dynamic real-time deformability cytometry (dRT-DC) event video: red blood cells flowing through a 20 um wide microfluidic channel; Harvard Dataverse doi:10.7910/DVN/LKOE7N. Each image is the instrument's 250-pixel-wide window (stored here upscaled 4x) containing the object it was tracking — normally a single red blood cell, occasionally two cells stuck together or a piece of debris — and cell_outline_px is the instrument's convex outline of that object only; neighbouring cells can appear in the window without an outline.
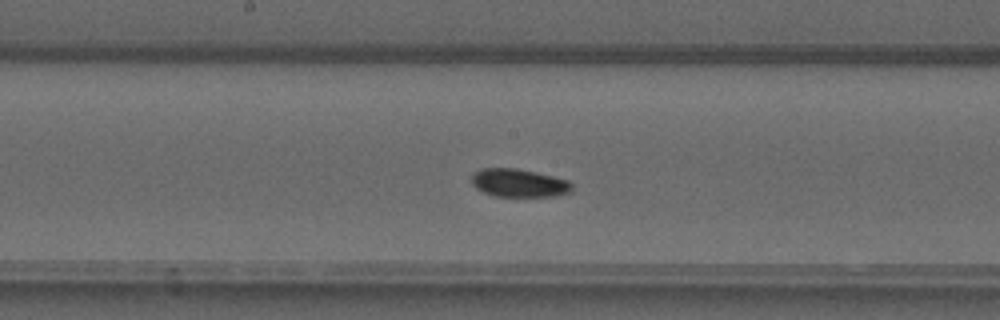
{"species": "common noctule bat (a hibernating species)", "species_latin": "Nyctalus noctula", "temperature_condition": "warm", "stored_images_in_passage": 38, "camera_frame_rate_fps": 3000, "um_per_image_px": 0.085, "animal": {"sex": "male", "forearm_length_mm": 52.5}, "frame": {"image": 1, "passage_image": 20, "time_ms": 6.333, "image_size_px": [1000, 320], "cell_outline_px": [[572, 192], [556, 196], [492, 196], [476, 188], [472, 184], [472, 172], [484, 168], [516, 168], [536, 172], [568, 180], [572, 184]], "centroid_in_image_um": [44.1, 15.55], "position_along_channel_um": 204.1, "area_um2": 16.53}}
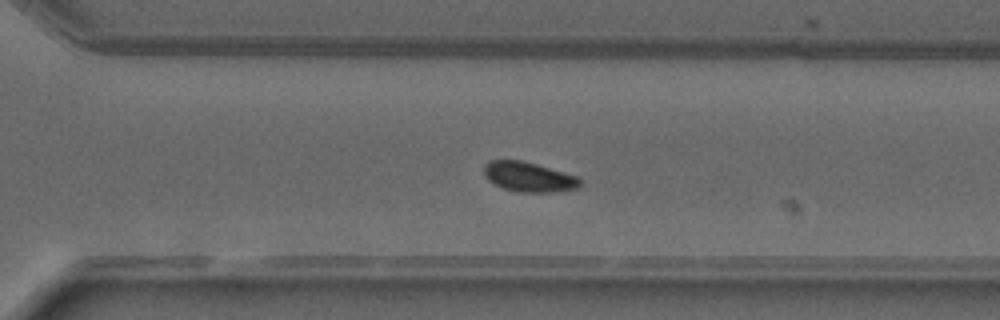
{"frame": {"image": 2, "passage_image": 29, "time_ms": 9.333, "image_size_px": [1000, 320], "cell_outline_px": [[580, 188], [556, 192], [516, 192], [504, 188], [488, 180], [484, 176], [484, 164], [488, 160], [520, 160], [536, 164], [564, 172], [576, 176], [580, 180]], "centroid_in_image_um": [44.93, 15.04], "position_along_channel_um": 325.7, "area_um2": 16.7}}
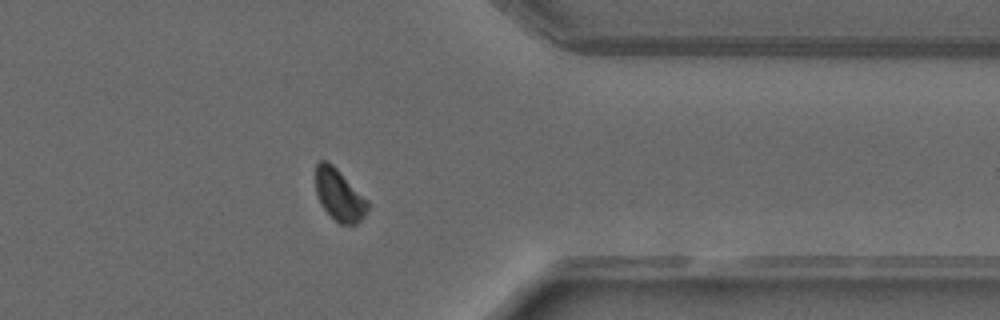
{"frame": {"image": 3, "passage_image": 34, "time_ms": 11.0, "image_size_px": [1000, 320], "cell_outline_px": [[368, 212], [356, 224], [340, 224], [320, 204], [316, 192], [316, 164], [320, 160], [328, 160], [368, 200]], "centroid_in_image_um": [28.83, 16.56], "position_along_channel_um": 382.6, "area_um2": 15.49}, "authors_computed_cell_mechanics": {"area_um2": 16.5597, "velocity_mm_per_s": 4.0692, "shape_relaxation_time_tau1_ms": null, "shape_relaxation_time_tau2_ms": 0.9777, "deformation_change_tau1": null, "deformation_change_tau2": 0.0417}}